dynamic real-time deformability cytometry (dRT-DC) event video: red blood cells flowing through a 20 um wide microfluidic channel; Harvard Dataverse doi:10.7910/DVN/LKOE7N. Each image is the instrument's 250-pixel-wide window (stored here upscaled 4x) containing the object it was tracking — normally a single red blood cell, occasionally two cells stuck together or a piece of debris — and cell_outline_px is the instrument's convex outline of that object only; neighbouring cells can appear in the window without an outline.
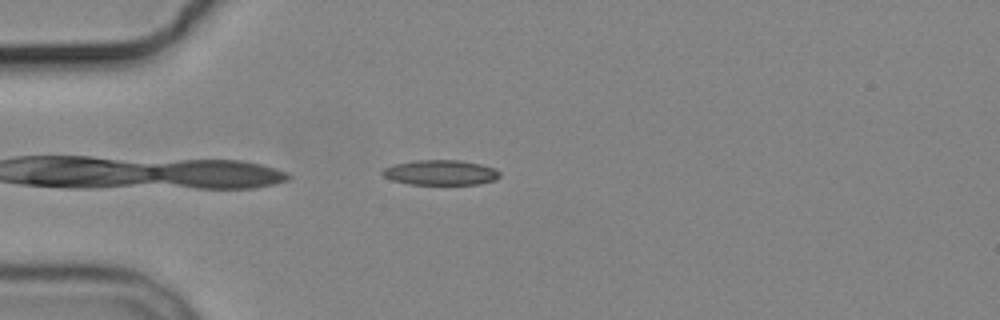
{"species": "common noctule bat (a hibernating species)", "species_latin": "Nyctalus noctula", "temperature_condition": "cold", "stored_images_in_passage": 2, "camera_frame_rate_fps": 3000, "um_per_image_px": 0.085, "animal": {"sex": "male", "body_mass_g": 19.2, "forearm_length_mm": 51.8}, "frame": {"image": 1, "passage_image": 2, "time_ms": 1.667, "image_size_px": [1000, 320], "cell_outline_px": [[500, 176], [496, 180], [480, 184], [408, 184], [392, 180], [384, 176], [380, 172], [384, 168], [392, 164], [416, 160], [460, 160], [480, 164], [496, 168], [500, 172]], "centroid_in_image_um": [37.46, 14.66], "position_along_channel_um": 47.5, "area_um2": 17.28}}